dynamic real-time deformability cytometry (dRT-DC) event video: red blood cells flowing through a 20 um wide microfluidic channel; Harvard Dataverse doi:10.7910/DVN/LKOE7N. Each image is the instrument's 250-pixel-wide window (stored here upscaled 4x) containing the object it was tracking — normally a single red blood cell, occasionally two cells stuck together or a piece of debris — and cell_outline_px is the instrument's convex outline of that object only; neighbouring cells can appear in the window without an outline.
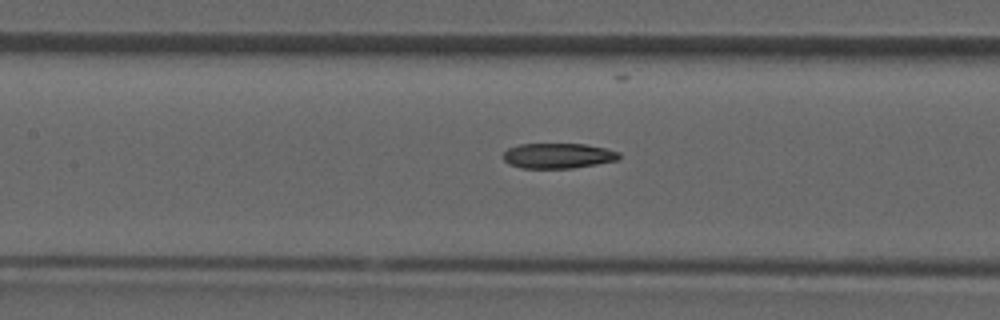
{"species": "common noctule bat (a hibernating species)", "species_latin": "Nyctalus noctula", "temperature_condition": "room temperature", "stored_images_in_passage": 36, "camera_frame_rate_fps": 3000, "um_per_image_px": 0.085, "animal": {"sex": "male", "forearm_length_mm": 52.5}, "frame": {"image": 1, "passage_image": 16, "time_ms": 5.0, "image_size_px": [1000, 320], "cell_outline_px": [[620, 160], [572, 168], [520, 168], [508, 164], [504, 160], [504, 152], [508, 148], [520, 144], [584, 144], [608, 148], [620, 152]], "centroid_in_image_um": [47.46, 13.24], "position_along_channel_um": 159.9, "area_um2": 17.17}}